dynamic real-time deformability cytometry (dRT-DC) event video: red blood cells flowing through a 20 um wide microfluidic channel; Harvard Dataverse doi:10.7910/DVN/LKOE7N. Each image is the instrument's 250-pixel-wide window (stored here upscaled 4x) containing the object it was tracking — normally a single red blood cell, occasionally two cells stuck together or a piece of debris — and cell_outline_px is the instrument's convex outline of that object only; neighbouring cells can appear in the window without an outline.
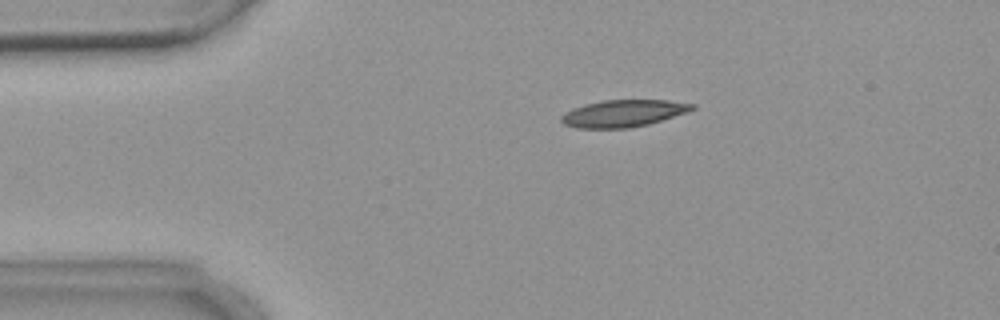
{"species": "common noctule bat (a hibernating species)", "species_latin": "Nyctalus noctula", "temperature_condition": "warm", "stored_images_in_passage": 5, "camera_frame_rate_fps": 3000, "um_per_image_px": 0.085, "animal": {"sex": "female", "body_mass_g": 18.4}, "frame": {"image": 1, "passage_image": 3, "time_ms": 2.333, "image_size_px": [1000, 320], "cell_outline_px": [[696, 108], [688, 112], [648, 124], [628, 128], [576, 128], [564, 124], [560, 120], [560, 116], [572, 108], [584, 104], [604, 100], [668, 100], [696, 104]], "centroid_in_image_um": [52.98, 9.63], "position_along_channel_um": 32.0, "area_um2": 20.69}}